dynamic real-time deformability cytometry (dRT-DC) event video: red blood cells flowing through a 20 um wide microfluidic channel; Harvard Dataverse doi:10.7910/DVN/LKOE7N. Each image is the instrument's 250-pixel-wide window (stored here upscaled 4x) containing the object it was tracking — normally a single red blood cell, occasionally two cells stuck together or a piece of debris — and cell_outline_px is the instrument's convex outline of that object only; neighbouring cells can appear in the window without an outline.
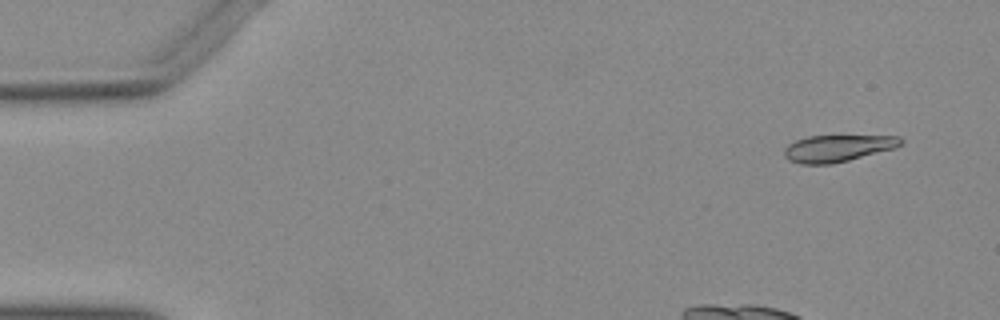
{"species": "Egyptian fruit bat (a non-hibernating species)", "species_latin": "Rousettus aegyptiacus", "temperature_condition": "warm", "stored_images_in_passage": 12, "camera_frame_rate_fps": 3000, "um_per_image_px": 0.085, "animal": {"sex": "female"}, "frame": {"image": 1, "passage_image": 1, "time_ms": 0.0, "image_size_px": [1000, 320], "cell_outline_px": [[904, 140], [896, 148], [832, 164], [800, 164], [788, 160], [784, 156], [784, 148], [788, 144], [796, 140], [808, 136], [900, 136]], "centroid_in_image_um": [71.18, 12.6], "position_along_channel_um": 13.8, "area_um2": 18.21}}